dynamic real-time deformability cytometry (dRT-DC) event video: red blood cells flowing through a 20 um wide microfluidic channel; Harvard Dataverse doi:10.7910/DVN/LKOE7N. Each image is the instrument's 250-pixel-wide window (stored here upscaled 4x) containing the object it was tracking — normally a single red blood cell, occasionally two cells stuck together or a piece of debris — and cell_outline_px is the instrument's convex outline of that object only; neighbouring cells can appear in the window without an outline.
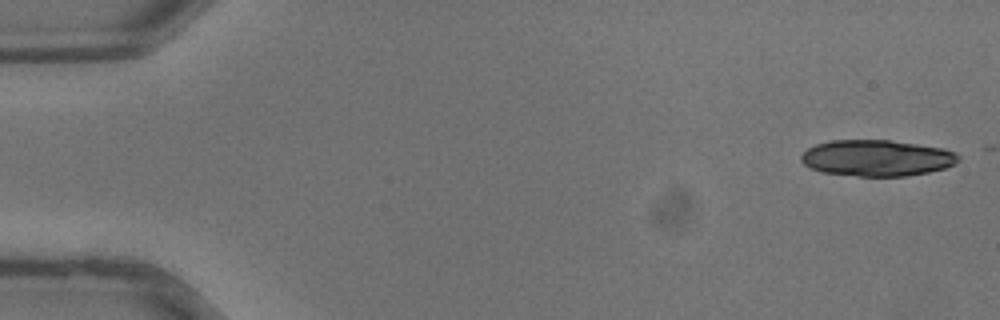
{"species": "common noctule bat (a hibernating species)", "species_latin": "Nyctalus noctula", "temperature_condition": "warm", "stored_images_in_passage": 3, "camera_frame_rate_fps": 3000, "um_per_image_px": 0.085, "animal": {"sex": "male", "body_mass_g": 13.3}, "frame": {"image": 1, "passage_image": 1, "time_ms": 0.0, "image_size_px": [1000, 320], "cell_outline_px": [[960, 160], [956, 164], [944, 168], [928, 172], [908, 176], [860, 176], [820, 172], [808, 168], [800, 160], [800, 156], [808, 148], [816, 144], [832, 140], [888, 140], [944, 148], [956, 152], [960, 156]], "centroid_in_image_um": [74.53, 13.43], "position_along_channel_um": 10.5, "area_um2": 33.41}}